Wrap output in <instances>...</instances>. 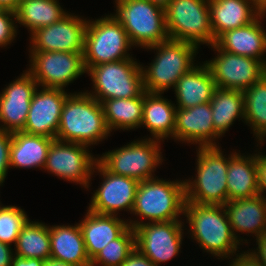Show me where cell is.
Returning <instances> with one entry per match:
<instances>
[{
	"instance_id": "f6af8a7d",
	"label": "cell",
	"mask_w": 266,
	"mask_h": 266,
	"mask_svg": "<svg viewBox=\"0 0 266 266\" xmlns=\"http://www.w3.org/2000/svg\"><path fill=\"white\" fill-rule=\"evenodd\" d=\"M43 266H76V265L66 263L64 261H59L53 258H48L44 260Z\"/></svg>"
},
{
	"instance_id": "4dcf8cb0",
	"label": "cell",
	"mask_w": 266,
	"mask_h": 266,
	"mask_svg": "<svg viewBox=\"0 0 266 266\" xmlns=\"http://www.w3.org/2000/svg\"><path fill=\"white\" fill-rule=\"evenodd\" d=\"M68 14L59 0H22L16 10V20L30 35L37 29L49 26Z\"/></svg>"
},
{
	"instance_id": "7c38bea8",
	"label": "cell",
	"mask_w": 266,
	"mask_h": 266,
	"mask_svg": "<svg viewBox=\"0 0 266 266\" xmlns=\"http://www.w3.org/2000/svg\"><path fill=\"white\" fill-rule=\"evenodd\" d=\"M28 72L37 84L46 88L65 89L69 83L87 73L84 52L29 51Z\"/></svg>"
},
{
	"instance_id": "5bb4252c",
	"label": "cell",
	"mask_w": 266,
	"mask_h": 266,
	"mask_svg": "<svg viewBox=\"0 0 266 266\" xmlns=\"http://www.w3.org/2000/svg\"><path fill=\"white\" fill-rule=\"evenodd\" d=\"M209 47L217 56L204 62L218 88L244 91L266 75V65L261 60L221 50L215 43Z\"/></svg>"
},
{
	"instance_id": "3957f363",
	"label": "cell",
	"mask_w": 266,
	"mask_h": 266,
	"mask_svg": "<svg viewBox=\"0 0 266 266\" xmlns=\"http://www.w3.org/2000/svg\"><path fill=\"white\" fill-rule=\"evenodd\" d=\"M146 49L156 51L149 66H141L144 91L149 93L174 89L179 78L197 64L198 47L192 43L168 39Z\"/></svg>"
},
{
	"instance_id": "74e56055",
	"label": "cell",
	"mask_w": 266,
	"mask_h": 266,
	"mask_svg": "<svg viewBox=\"0 0 266 266\" xmlns=\"http://www.w3.org/2000/svg\"><path fill=\"white\" fill-rule=\"evenodd\" d=\"M256 171L259 195L266 199V155L259 151L256 153Z\"/></svg>"
},
{
	"instance_id": "7a4b0ae2",
	"label": "cell",
	"mask_w": 266,
	"mask_h": 266,
	"mask_svg": "<svg viewBox=\"0 0 266 266\" xmlns=\"http://www.w3.org/2000/svg\"><path fill=\"white\" fill-rule=\"evenodd\" d=\"M102 104L86 92L71 93L65 100L56 139L96 145L110 135Z\"/></svg>"
},
{
	"instance_id": "d590c367",
	"label": "cell",
	"mask_w": 266,
	"mask_h": 266,
	"mask_svg": "<svg viewBox=\"0 0 266 266\" xmlns=\"http://www.w3.org/2000/svg\"><path fill=\"white\" fill-rule=\"evenodd\" d=\"M16 12L4 10L0 13V47H7L17 36Z\"/></svg>"
},
{
	"instance_id": "d4e9b609",
	"label": "cell",
	"mask_w": 266,
	"mask_h": 266,
	"mask_svg": "<svg viewBox=\"0 0 266 266\" xmlns=\"http://www.w3.org/2000/svg\"><path fill=\"white\" fill-rule=\"evenodd\" d=\"M176 109L175 103L161 93L143 92L141 126L150 131L151 139H174Z\"/></svg>"
},
{
	"instance_id": "d6a6232c",
	"label": "cell",
	"mask_w": 266,
	"mask_h": 266,
	"mask_svg": "<svg viewBox=\"0 0 266 266\" xmlns=\"http://www.w3.org/2000/svg\"><path fill=\"white\" fill-rule=\"evenodd\" d=\"M244 123L250 126L259 142L266 135V75L243 91Z\"/></svg>"
},
{
	"instance_id": "603a6c76",
	"label": "cell",
	"mask_w": 266,
	"mask_h": 266,
	"mask_svg": "<svg viewBox=\"0 0 266 266\" xmlns=\"http://www.w3.org/2000/svg\"><path fill=\"white\" fill-rule=\"evenodd\" d=\"M209 8L215 42L223 33L244 27L263 13L255 0H209Z\"/></svg>"
},
{
	"instance_id": "ee69618b",
	"label": "cell",
	"mask_w": 266,
	"mask_h": 266,
	"mask_svg": "<svg viewBox=\"0 0 266 266\" xmlns=\"http://www.w3.org/2000/svg\"><path fill=\"white\" fill-rule=\"evenodd\" d=\"M22 0H0V6H2L5 10H11L16 12L18 7L20 6Z\"/></svg>"
},
{
	"instance_id": "c3c4849f",
	"label": "cell",
	"mask_w": 266,
	"mask_h": 266,
	"mask_svg": "<svg viewBox=\"0 0 266 266\" xmlns=\"http://www.w3.org/2000/svg\"><path fill=\"white\" fill-rule=\"evenodd\" d=\"M265 139H266V135L258 142L257 147L258 145L262 146L264 143L263 141H265Z\"/></svg>"
},
{
	"instance_id": "ac0fdd59",
	"label": "cell",
	"mask_w": 266,
	"mask_h": 266,
	"mask_svg": "<svg viewBox=\"0 0 266 266\" xmlns=\"http://www.w3.org/2000/svg\"><path fill=\"white\" fill-rule=\"evenodd\" d=\"M38 86L27 70L6 85L0 93V130L10 133L24 130L31 100Z\"/></svg>"
},
{
	"instance_id": "b9f144b4",
	"label": "cell",
	"mask_w": 266,
	"mask_h": 266,
	"mask_svg": "<svg viewBox=\"0 0 266 266\" xmlns=\"http://www.w3.org/2000/svg\"><path fill=\"white\" fill-rule=\"evenodd\" d=\"M12 246L0 242V266H11L14 257Z\"/></svg>"
},
{
	"instance_id": "6da1fadb",
	"label": "cell",
	"mask_w": 266,
	"mask_h": 266,
	"mask_svg": "<svg viewBox=\"0 0 266 266\" xmlns=\"http://www.w3.org/2000/svg\"><path fill=\"white\" fill-rule=\"evenodd\" d=\"M188 231L199 247L217 259H231L240 252L223 205L185 202L184 215Z\"/></svg>"
},
{
	"instance_id": "44dd1931",
	"label": "cell",
	"mask_w": 266,
	"mask_h": 266,
	"mask_svg": "<svg viewBox=\"0 0 266 266\" xmlns=\"http://www.w3.org/2000/svg\"><path fill=\"white\" fill-rule=\"evenodd\" d=\"M262 13L252 23L223 33L215 44L224 51L261 60L266 65V29L262 26ZM265 54V55H264Z\"/></svg>"
},
{
	"instance_id": "7402d4cb",
	"label": "cell",
	"mask_w": 266,
	"mask_h": 266,
	"mask_svg": "<svg viewBox=\"0 0 266 266\" xmlns=\"http://www.w3.org/2000/svg\"><path fill=\"white\" fill-rule=\"evenodd\" d=\"M119 217L87 210L84 219L79 222L90 261L129 227L128 220Z\"/></svg>"
},
{
	"instance_id": "8992f818",
	"label": "cell",
	"mask_w": 266,
	"mask_h": 266,
	"mask_svg": "<svg viewBox=\"0 0 266 266\" xmlns=\"http://www.w3.org/2000/svg\"><path fill=\"white\" fill-rule=\"evenodd\" d=\"M115 5L110 15L122 24L133 46L146 49L170 39L165 9L151 0H115Z\"/></svg>"
},
{
	"instance_id": "e0dca14e",
	"label": "cell",
	"mask_w": 266,
	"mask_h": 266,
	"mask_svg": "<svg viewBox=\"0 0 266 266\" xmlns=\"http://www.w3.org/2000/svg\"><path fill=\"white\" fill-rule=\"evenodd\" d=\"M40 88L33 94L23 132L56 139L63 104L71 93L60 88Z\"/></svg>"
},
{
	"instance_id": "f546056e",
	"label": "cell",
	"mask_w": 266,
	"mask_h": 266,
	"mask_svg": "<svg viewBox=\"0 0 266 266\" xmlns=\"http://www.w3.org/2000/svg\"><path fill=\"white\" fill-rule=\"evenodd\" d=\"M101 104L110 132L117 129L135 130L141 127L143 93L132 98L106 99Z\"/></svg>"
},
{
	"instance_id": "d6986e66",
	"label": "cell",
	"mask_w": 266,
	"mask_h": 266,
	"mask_svg": "<svg viewBox=\"0 0 266 266\" xmlns=\"http://www.w3.org/2000/svg\"><path fill=\"white\" fill-rule=\"evenodd\" d=\"M221 138L214 129L210 102L191 108H177L174 140L196 147L219 146Z\"/></svg>"
},
{
	"instance_id": "ab89813d",
	"label": "cell",
	"mask_w": 266,
	"mask_h": 266,
	"mask_svg": "<svg viewBox=\"0 0 266 266\" xmlns=\"http://www.w3.org/2000/svg\"><path fill=\"white\" fill-rule=\"evenodd\" d=\"M231 257L229 266H264L261 264L248 250L242 253H237Z\"/></svg>"
},
{
	"instance_id": "bcb514c9",
	"label": "cell",
	"mask_w": 266,
	"mask_h": 266,
	"mask_svg": "<svg viewBox=\"0 0 266 266\" xmlns=\"http://www.w3.org/2000/svg\"><path fill=\"white\" fill-rule=\"evenodd\" d=\"M155 5H158L160 7H162L163 9H165L171 0H151Z\"/></svg>"
},
{
	"instance_id": "484cf974",
	"label": "cell",
	"mask_w": 266,
	"mask_h": 266,
	"mask_svg": "<svg viewBox=\"0 0 266 266\" xmlns=\"http://www.w3.org/2000/svg\"><path fill=\"white\" fill-rule=\"evenodd\" d=\"M50 258L76 266H90L79 223L49 226Z\"/></svg>"
},
{
	"instance_id": "f35d334b",
	"label": "cell",
	"mask_w": 266,
	"mask_h": 266,
	"mask_svg": "<svg viewBox=\"0 0 266 266\" xmlns=\"http://www.w3.org/2000/svg\"><path fill=\"white\" fill-rule=\"evenodd\" d=\"M121 266H156L147 256L136 247L122 262Z\"/></svg>"
},
{
	"instance_id": "4fadbf2b",
	"label": "cell",
	"mask_w": 266,
	"mask_h": 266,
	"mask_svg": "<svg viewBox=\"0 0 266 266\" xmlns=\"http://www.w3.org/2000/svg\"><path fill=\"white\" fill-rule=\"evenodd\" d=\"M96 162L97 156L92 155L89 146L54 139L48 150L44 170L88 189L92 175L97 173L93 170Z\"/></svg>"
},
{
	"instance_id": "681fc988",
	"label": "cell",
	"mask_w": 266,
	"mask_h": 266,
	"mask_svg": "<svg viewBox=\"0 0 266 266\" xmlns=\"http://www.w3.org/2000/svg\"><path fill=\"white\" fill-rule=\"evenodd\" d=\"M4 10L5 9L2 6H0V13H2Z\"/></svg>"
},
{
	"instance_id": "8fae6325",
	"label": "cell",
	"mask_w": 266,
	"mask_h": 266,
	"mask_svg": "<svg viewBox=\"0 0 266 266\" xmlns=\"http://www.w3.org/2000/svg\"><path fill=\"white\" fill-rule=\"evenodd\" d=\"M128 220L135 232V247L156 266L176 257L184 239V221L143 222Z\"/></svg>"
},
{
	"instance_id": "f1b7e54d",
	"label": "cell",
	"mask_w": 266,
	"mask_h": 266,
	"mask_svg": "<svg viewBox=\"0 0 266 266\" xmlns=\"http://www.w3.org/2000/svg\"><path fill=\"white\" fill-rule=\"evenodd\" d=\"M210 106L214 129L220 137L228 131L236 119H245L243 91L217 87Z\"/></svg>"
},
{
	"instance_id": "9c48e42d",
	"label": "cell",
	"mask_w": 266,
	"mask_h": 266,
	"mask_svg": "<svg viewBox=\"0 0 266 266\" xmlns=\"http://www.w3.org/2000/svg\"><path fill=\"white\" fill-rule=\"evenodd\" d=\"M133 47L126 30L111 15L88 19L84 41V63L90 67L132 58Z\"/></svg>"
},
{
	"instance_id": "cb8c5ba5",
	"label": "cell",
	"mask_w": 266,
	"mask_h": 266,
	"mask_svg": "<svg viewBox=\"0 0 266 266\" xmlns=\"http://www.w3.org/2000/svg\"><path fill=\"white\" fill-rule=\"evenodd\" d=\"M211 71L205 62L196 64L189 72L184 73L175 86L177 108H191L212 100L216 89Z\"/></svg>"
},
{
	"instance_id": "ffe728a7",
	"label": "cell",
	"mask_w": 266,
	"mask_h": 266,
	"mask_svg": "<svg viewBox=\"0 0 266 266\" xmlns=\"http://www.w3.org/2000/svg\"><path fill=\"white\" fill-rule=\"evenodd\" d=\"M223 206L232 233L240 243L242 242V245H244L243 243L248 244V241L242 239L238 235L239 232L248 235L251 233L253 238L266 233V199L261 195L228 201Z\"/></svg>"
},
{
	"instance_id": "52a82bcc",
	"label": "cell",
	"mask_w": 266,
	"mask_h": 266,
	"mask_svg": "<svg viewBox=\"0 0 266 266\" xmlns=\"http://www.w3.org/2000/svg\"><path fill=\"white\" fill-rule=\"evenodd\" d=\"M135 58L102 63L87 70L93 83L92 92L87 94L102 103L106 99L138 97L144 92L143 64Z\"/></svg>"
},
{
	"instance_id": "ba28073f",
	"label": "cell",
	"mask_w": 266,
	"mask_h": 266,
	"mask_svg": "<svg viewBox=\"0 0 266 266\" xmlns=\"http://www.w3.org/2000/svg\"><path fill=\"white\" fill-rule=\"evenodd\" d=\"M161 140L150 137L134 140L120 148L97 155V161L109 172L145 181L155 178L156 167L164 161Z\"/></svg>"
},
{
	"instance_id": "277c9868",
	"label": "cell",
	"mask_w": 266,
	"mask_h": 266,
	"mask_svg": "<svg viewBox=\"0 0 266 266\" xmlns=\"http://www.w3.org/2000/svg\"><path fill=\"white\" fill-rule=\"evenodd\" d=\"M220 148H197L196 177L184 180L186 202L211 205H224L228 202L229 156L223 155L224 151Z\"/></svg>"
},
{
	"instance_id": "83f0119b",
	"label": "cell",
	"mask_w": 266,
	"mask_h": 266,
	"mask_svg": "<svg viewBox=\"0 0 266 266\" xmlns=\"http://www.w3.org/2000/svg\"><path fill=\"white\" fill-rule=\"evenodd\" d=\"M54 139L28 134L23 131L12 133L10 144V168H43L49 147Z\"/></svg>"
},
{
	"instance_id": "7bdbcfd3",
	"label": "cell",
	"mask_w": 266,
	"mask_h": 266,
	"mask_svg": "<svg viewBox=\"0 0 266 266\" xmlns=\"http://www.w3.org/2000/svg\"><path fill=\"white\" fill-rule=\"evenodd\" d=\"M44 260L39 258H23L14 255L11 266H43Z\"/></svg>"
},
{
	"instance_id": "4316f807",
	"label": "cell",
	"mask_w": 266,
	"mask_h": 266,
	"mask_svg": "<svg viewBox=\"0 0 266 266\" xmlns=\"http://www.w3.org/2000/svg\"><path fill=\"white\" fill-rule=\"evenodd\" d=\"M228 201L259 195L256 171V153L247 156L240 152L229 154L227 170Z\"/></svg>"
},
{
	"instance_id": "7dc6e473",
	"label": "cell",
	"mask_w": 266,
	"mask_h": 266,
	"mask_svg": "<svg viewBox=\"0 0 266 266\" xmlns=\"http://www.w3.org/2000/svg\"><path fill=\"white\" fill-rule=\"evenodd\" d=\"M255 3L263 13H266V0H255Z\"/></svg>"
},
{
	"instance_id": "60d3db41",
	"label": "cell",
	"mask_w": 266,
	"mask_h": 266,
	"mask_svg": "<svg viewBox=\"0 0 266 266\" xmlns=\"http://www.w3.org/2000/svg\"><path fill=\"white\" fill-rule=\"evenodd\" d=\"M257 248L248 250L261 264L266 266V233L256 237ZM257 250V251H256Z\"/></svg>"
},
{
	"instance_id": "30bf717a",
	"label": "cell",
	"mask_w": 266,
	"mask_h": 266,
	"mask_svg": "<svg viewBox=\"0 0 266 266\" xmlns=\"http://www.w3.org/2000/svg\"><path fill=\"white\" fill-rule=\"evenodd\" d=\"M169 38L196 45L215 43L209 0H171L165 8Z\"/></svg>"
},
{
	"instance_id": "8d00e7d4",
	"label": "cell",
	"mask_w": 266,
	"mask_h": 266,
	"mask_svg": "<svg viewBox=\"0 0 266 266\" xmlns=\"http://www.w3.org/2000/svg\"><path fill=\"white\" fill-rule=\"evenodd\" d=\"M12 133L0 130V186L5 182L10 168V144Z\"/></svg>"
},
{
	"instance_id": "9a60e30c",
	"label": "cell",
	"mask_w": 266,
	"mask_h": 266,
	"mask_svg": "<svg viewBox=\"0 0 266 266\" xmlns=\"http://www.w3.org/2000/svg\"><path fill=\"white\" fill-rule=\"evenodd\" d=\"M101 175L100 187L94 191L88 210L99 214L118 215L126 210L132 213L139 181L107 171L98 161L94 166Z\"/></svg>"
},
{
	"instance_id": "5b68a950",
	"label": "cell",
	"mask_w": 266,
	"mask_h": 266,
	"mask_svg": "<svg viewBox=\"0 0 266 266\" xmlns=\"http://www.w3.org/2000/svg\"><path fill=\"white\" fill-rule=\"evenodd\" d=\"M166 180L140 181L131 214L148 222L181 220L186 202L184 180Z\"/></svg>"
},
{
	"instance_id": "2e32d148",
	"label": "cell",
	"mask_w": 266,
	"mask_h": 266,
	"mask_svg": "<svg viewBox=\"0 0 266 266\" xmlns=\"http://www.w3.org/2000/svg\"><path fill=\"white\" fill-rule=\"evenodd\" d=\"M87 18L68 13L30 35V51L84 52Z\"/></svg>"
},
{
	"instance_id": "1f68e13d",
	"label": "cell",
	"mask_w": 266,
	"mask_h": 266,
	"mask_svg": "<svg viewBox=\"0 0 266 266\" xmlns=\"http://www.w3.org/2000/svg\"><path fill=\"white\" fill-rule=\"evenodd\" d=\"M14 251L15 255L23 258H50L49 225L28 219L18 235Z\"/></svg>"
},
{
	"instance_id": "836d02e7",
	"label": "cell",
	"mask_w": 266,
	"mask_h": 266,
	"mask_svg": "<svg viewBox=\"0 0 266 266\" xmlns=\"http://www.w3.org/2000/svg\"><path fill=\"white\" fill-rule=\"evenodd\" d=\"M135 248V232L128 227L118 238L110 241L91 261L90 266H121Z\"/></svg>"
},
{
	"instance_id": "e575fe53",
	"label": "cell",
	"mask_w": 266,
	"mask_h": 266,
	"mask_svg": "<svg viewBox=\"0 0 266 266\" xmlns=\"http://www.w3.org/2000/svg\"><path fill=\"white\" fill-rule=\"evenodd\" d=\"M29 217L24 209L13 205H0V242L12 246Z\"/></svg>"
}]
</instances>
